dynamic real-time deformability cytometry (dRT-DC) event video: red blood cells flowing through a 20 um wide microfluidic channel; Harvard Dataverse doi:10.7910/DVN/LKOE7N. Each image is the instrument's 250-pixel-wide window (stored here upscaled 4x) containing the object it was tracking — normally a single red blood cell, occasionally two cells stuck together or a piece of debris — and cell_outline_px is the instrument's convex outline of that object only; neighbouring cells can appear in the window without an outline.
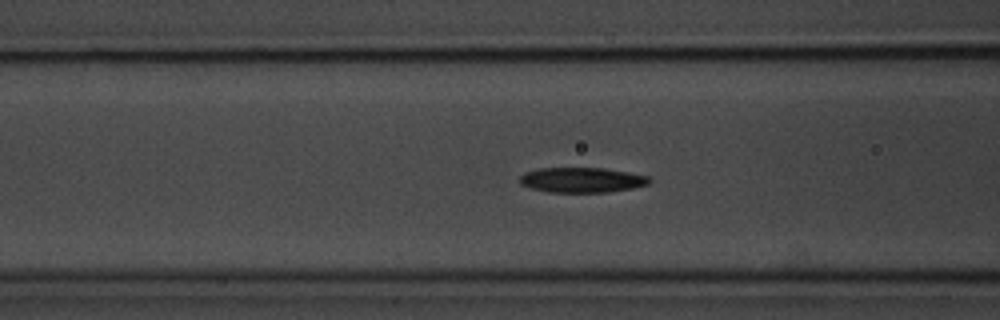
{"species": "common noctule bat (a hibernating species)", "species_latin": "Nyctalus noctula", "temperature_condition": "room temperature", "stored_images_in_passage": 41, "camera_frame_rate_fps": 3000, "um_per_image_px": 0.085, "animal": {"sex": "male", "body_mass_g": 20.1, "forearm_length_mm": 53.5}, "frame": {"image": 1, "passage_image": 6, "time_ms": 1.667, "image_size_px": [1000, 320], "cell_outline_px": [[652, 180], [648, 184], [632, 188], [608, 192], [548, 192], [528, 188], [520, 184], [520, 176], [524, 172], [540, 168], [604, 168], [628, 172], [648, 176]], "centroid_in_image_um": [49.43, 15.3], "position_along_channel_um": 117.2, "area_um2": 19.02}}
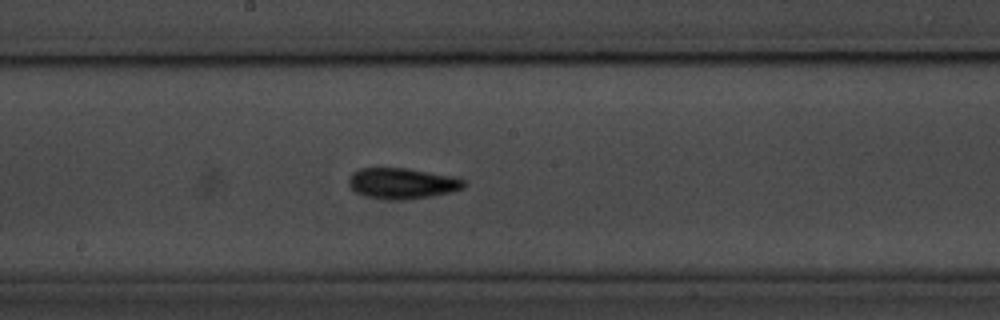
{"frame": {"image": 2, "passage_image": 14, "time_ms": 4.333, "image_size_px": [1000, 320], "cell_outline_px": [[468, 184], [464, 188], [452, 192], [432, 196], [404, 200], [392, 200], [368, 196], [356, 192], [348, 184], [348, 180], [352, 172], [360, 168], [408, 168], [452, 176], [464, 180]], "centroid_in_image_um": [34.21, 15.58], "position_along_channel_um": 214.0, "area_um2": 20.75}}
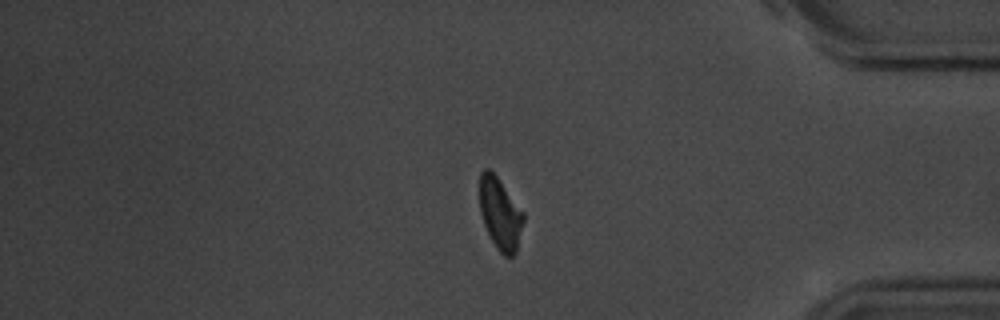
{"frame": {"image": 3, "passage_image": 31, "time_ms": 10.0, "image_size_px": [1000, 320], "cell_outline_px": [[524, 220], [516, 252], [512, 256], [504, 256], [496, 248], [484, 224], [480, 212], [480, 172], [484, 168], [488, 168], [496, 176], [524, 212]], "centroid_in_image_um": [42.52, 18.17], "position_along_channel_um": 392.7, "area_um2": 18.15}, "authors_computed_cell_mechanics": {"area_um2": 19.0162, "velocity_mm_per_s": 3.6187, "shape_relaxation_time_tau1_ms": 3.9686, "shape_relaxation_time_tau2_ms": 4.0976, "deformation_change_tau1": 0.1542, "deformation_change_tau2": 0.1104}}